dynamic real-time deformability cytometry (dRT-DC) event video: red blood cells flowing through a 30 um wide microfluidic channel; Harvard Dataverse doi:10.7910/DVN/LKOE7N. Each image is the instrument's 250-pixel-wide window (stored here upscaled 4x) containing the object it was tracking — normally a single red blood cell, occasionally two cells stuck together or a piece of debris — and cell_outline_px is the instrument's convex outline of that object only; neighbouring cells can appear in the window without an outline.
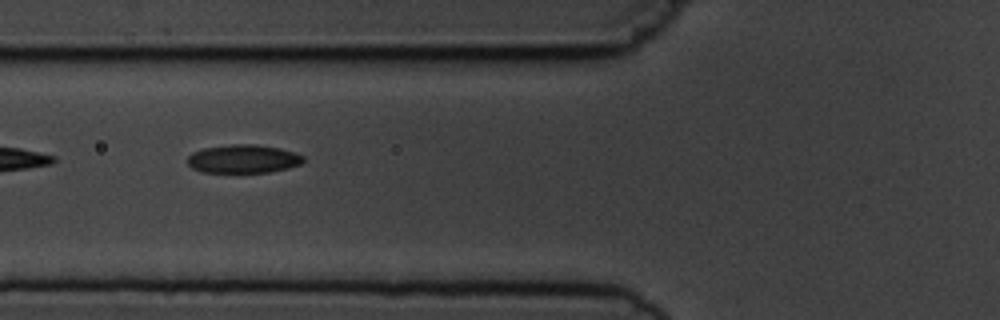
{"species": "common noctule bat (a hibernating species)", "species_latin": "Nyctalus noctula", "temperature_condition": "cold", "stored_images_in_passage": 10, "camera_frame_rate_fps": 3000, "um_per_image_px": 0.085, "animal": {"sex": "male", "body_mass_g": 19.5, "forearm_length_mm": 54.6}, "frame": {"image": 1, "passage_image": 6, "time_ms": 6.0, "image_size_px": [1000, 320], "cell_outline_px": [[304, 160], [300, 164], [288, 168], [268, 172], [204, 172], [192, 168], [188, 164], [188, 156], [192, 152], [204, 148], [232, 144], [252, 144], [280, 148], [304, 156]], "centroid_in_image_um": [20.66, 13.5], "position_along_channel_um": 105.1, "area_um2": 19.02}}
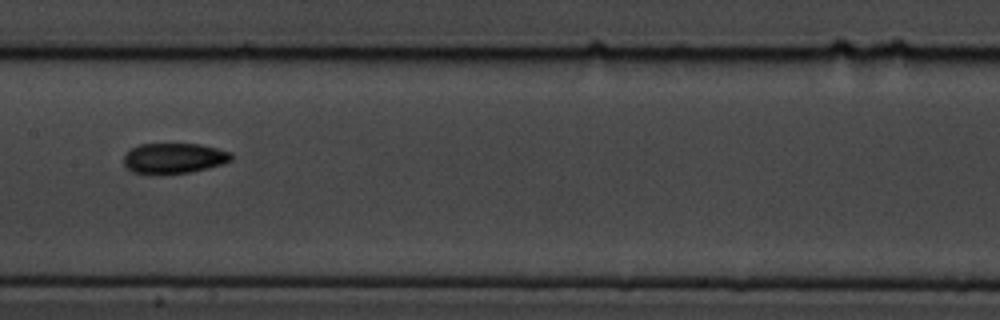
{"frame": {"image": 2, "passage_image": 8, "time_ms": 8.333, "image_size_px": [1000, 320], "cell_outline_px": [[232, 160], [208, 168], [188, 172], [164, 176], [132, 172], [124, 164], [124, 156], [132, 148], [140, 144], [200, 144], [232, 152]], "centroid_in_image_um": [14.77, 13.47], "position_along_channel_um": 192.6, "area_um2": 19.25}}
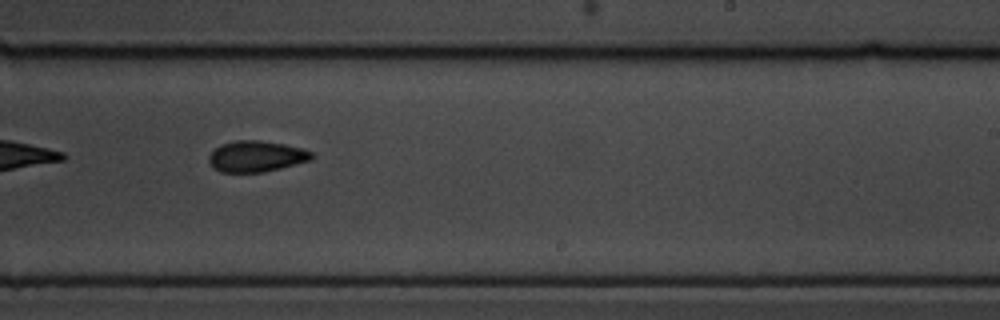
{"frame": {"image": 3, "passage_image": 10, "time_ms": 10.333, "image_size_px": [1000, 320], "cell_outline_px": [[312, 160], [264, 172], [220, 172], [212, 168], [208, 160], [208, 156], [216, 148], [224, 144], [236, 140], [260, 140], [284, 144], [300, 148], [312, 152]], "centroid_in_image_um": [21.76, 13.3], "position_along_channel_um": 267.2, "area_um2": 18.5}}